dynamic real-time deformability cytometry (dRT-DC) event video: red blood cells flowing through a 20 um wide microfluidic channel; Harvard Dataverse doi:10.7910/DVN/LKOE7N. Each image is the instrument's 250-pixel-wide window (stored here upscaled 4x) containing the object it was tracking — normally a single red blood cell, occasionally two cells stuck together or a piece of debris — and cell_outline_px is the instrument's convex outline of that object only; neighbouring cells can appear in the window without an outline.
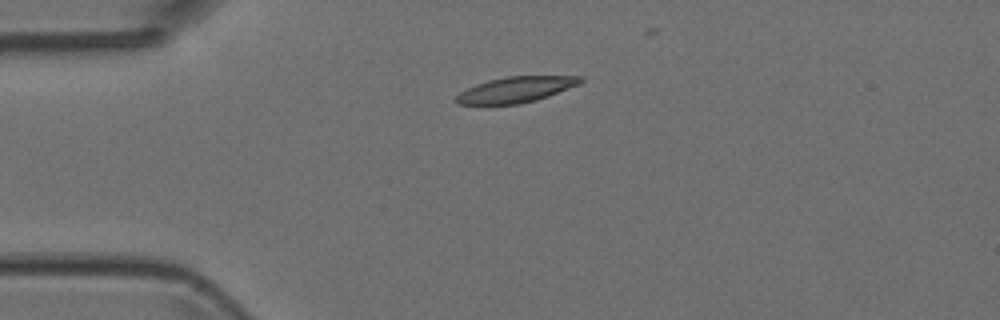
{"species": "Egyptian fruit bat (a non-hibernating species)", "species_latin": "Rousettus aegyptiacus", "temperature_condition": "room temperature", "stored_images_in_passage": 5, "camera_frame_rate_fps": 3000, "um_per_image_px": 0.085, "animal": {"sex": "female"}, "frame": {"image": 1, "passage_image": 3, "time_ms": 0.667, "image_size_px": [1000, 320], "cell_outline_px": [[584, 80], [580, 84], [548, 96], [536, 100], [520, 104], [456, 104], [452, 100], [460, 92], [476, 84], [488, 80], [508, 76], [584, 76]], "centroid_in_image_um": [43.84, 7.61], "position_along_channel_um": 41.2, "area_um2": 18.67}}